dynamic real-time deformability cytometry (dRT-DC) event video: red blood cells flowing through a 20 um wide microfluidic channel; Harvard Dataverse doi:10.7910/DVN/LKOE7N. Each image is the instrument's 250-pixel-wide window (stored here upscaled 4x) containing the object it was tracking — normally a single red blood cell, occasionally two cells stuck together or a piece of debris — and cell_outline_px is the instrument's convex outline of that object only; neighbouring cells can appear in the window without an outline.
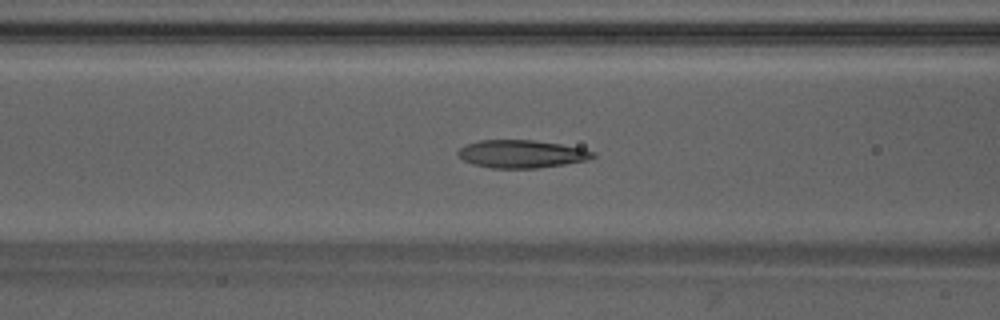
{"species": "Egyptian fruit bat (a non-hibernating species)", "species_latin": "Rousettus aegyptiacus", "temperature_condition": "warm", "stored_images_in_passage": 48, "camera_frame_rate_fps": 3000, "um_per_image_px": 0.085, "animal": {"sex": "male"}, "frame": {"image": 1, "passage_image": 19, "time_ms": 6.0, "image_size_px": [1000, 320], "cell_outline_px": [[596, 156], [588, 160], [564, 164], [536, 168], [492, 168], [472, 164], [464, 160], [456, 152], [460, 148], [468, 144], [480, 140], [532, 140], [560, 144], [580, 148], [596, 152]], "centroid_in_image_um": [44.34, 13.09], "position_along_channel_um": 122.3, "area_um2": 21.73}}
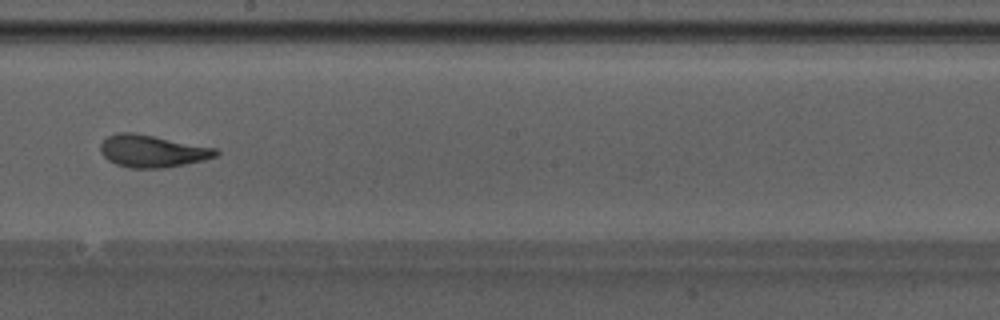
{"frame": {"image": 2, "passage_image": 27, "time_ms": 8.667, "image_size_px": [1000, 320], "cell_outline_px": [[220, 152], [216, 156], [204, 160], [164, 168], [132, 168], [116, 164], [108, 160], [100, 152], [100, 144], [108, 136], [116, 132], [132, 132], [216, 148]], "centroid_in_image_um": [12.92, 12.84], "position_along_channel_um": 235.3, "area_um2": 21.56}}
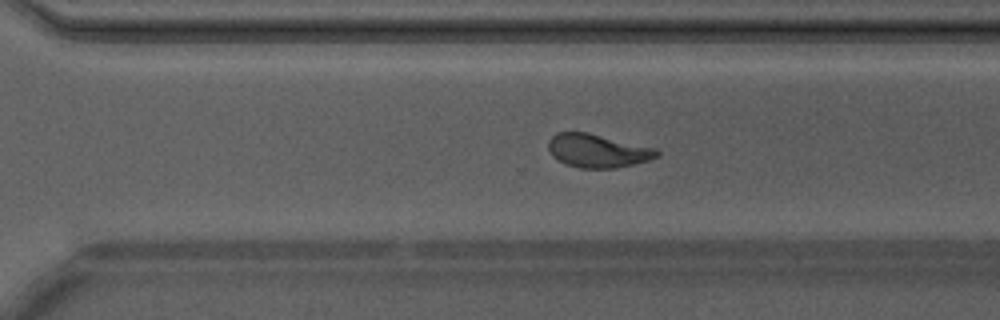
{"frame": {"image": 3, "passage_image": 33, "time_ms": 10.667, "image_size_px": [1000, 320], "cell_outline_px": [[660, 156], [648, 160], [616, 168], [580, 168], [564, 164], [556, 160], [552, 156], [548, 148], [548, 140], [556, 132], [588, 132], [656, 148], [660, 152]], "centroid_in_image_um": [50.77, 12.81], "position_along_channel_um": 319.8, "area_um2": 21.33}, "authors_computed_cell_mechanics": {"area_um2": 21.7328, "velocity_mm_per_s": 4.2485, "shape_relaxation_time_tau1_ms": 5.2258, "shape_relaxation_time_tau2_ms": 1.1849, "deformation_change_tau1": 0.2072, "deformation_change_tau2": 0.0851}}